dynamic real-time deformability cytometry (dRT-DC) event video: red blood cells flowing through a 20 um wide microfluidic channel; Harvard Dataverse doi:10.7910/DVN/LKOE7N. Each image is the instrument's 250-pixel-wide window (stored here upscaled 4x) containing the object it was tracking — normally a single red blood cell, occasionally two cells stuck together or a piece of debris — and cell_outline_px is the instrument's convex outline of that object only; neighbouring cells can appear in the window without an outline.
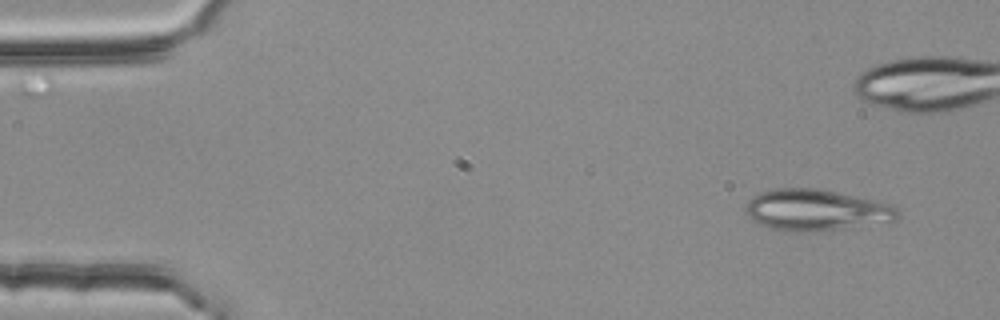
{"species": "common noctule bat (a hibernating species)", "species_latin": "Nyctalus noctula", "temperature_condition": "room temperature", "stored_images_in_passage": 51, "camera_frame_rate_fps": 3000, "um_per_image_px": 0.085, "animal": {"sex": "female", "body_mass_g": 25.1}, "frame": {"image": 1, "passage_image": 1, "time_ms": 0.0, "image_size_px": [1000, 320], "cell_outline_px": [[900, 216], [896, 220], [888, 224], [816, 232], [788, 232], [772, 228], [760, 224], [748, 216], [744, 208], [748, 200], [752, 196], [760, 192], [776, 188], [816, 188], [896, 204], [900, 212]], "centroid_in_image_um": [69.48, 17.88], "position_along_channel_um": 15.5, "area_um2": 37.63}}
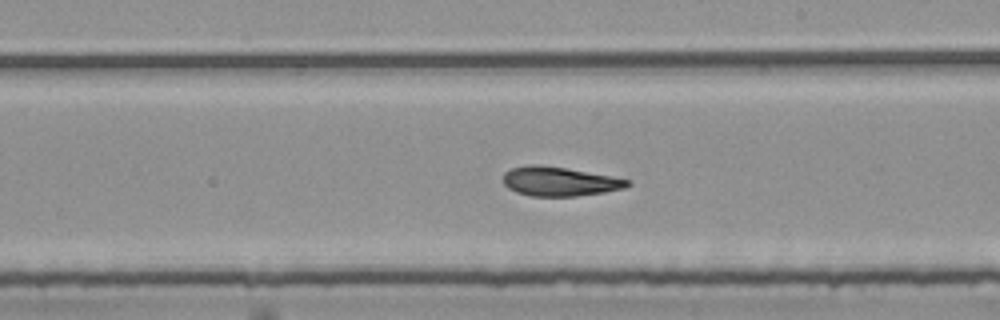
{"frame": {"image": 2, "passage_image": 28, "time_ms": 9.0, "image_size_px": [1000, 320], "cell_outline_px": [[632, 184], [624, 188], [604, 192], [576, 196], [532, 196], [516, 192], [508, 188], [500, 180], [504, 172], [512, 168], [532, 164], [536, 164], [564, 168], [612, 176], [632, 180]], "centroid_in_image_um": [47.54, 15.42], "position_along_channel_um": 241.5, "area_um2": 21.21}}
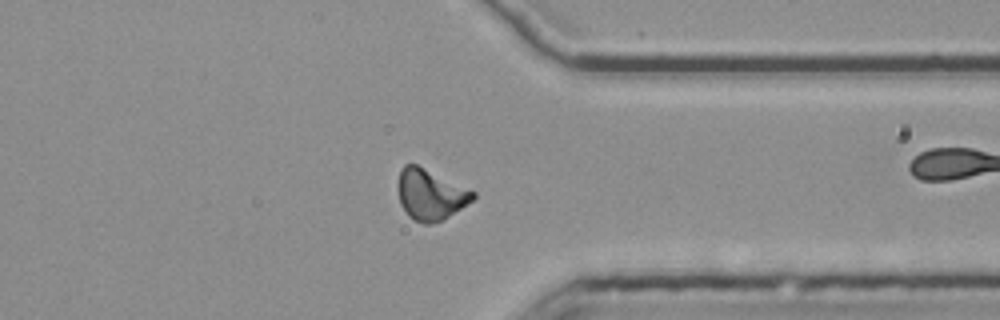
{"frame": {"image": 3, "passage_image": 39, "time_ms": 12.667, "image_size_px": [1000, 320], "cell_outline_px": [[476, 196], [472, 200], [444, 220], [428, 224], [424, 224], [412, 220], [408, 216], [400, 204], [400, 172], [404, 164], [416, 164], [476, 192]], "centroid_in_image_um": [36.6, 16.57], "position_along_channel_um": 374.8, "area_um2": 21.79}, "authors_computed_cell_mechanics": {"area_um2": 21.675, "velocity_mm_per_s": 3.7749, "shape_relaxation_time_tau1_ms": 8.037, "shape_relaxation_time_tau2_ms": 2.0867, "deformation_change_tau1": 0.2049, "deformation_change_tau2": 0.0882}}